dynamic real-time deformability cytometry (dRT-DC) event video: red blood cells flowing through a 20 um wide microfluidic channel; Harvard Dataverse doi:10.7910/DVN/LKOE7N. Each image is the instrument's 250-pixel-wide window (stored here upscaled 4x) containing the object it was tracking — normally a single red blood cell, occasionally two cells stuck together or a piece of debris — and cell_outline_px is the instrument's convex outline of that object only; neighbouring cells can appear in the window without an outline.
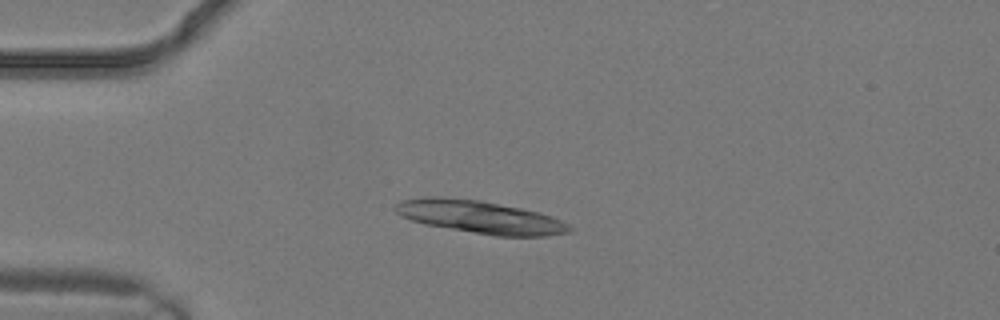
{"species": "common noctule bat (a hibernating species)", "species_latin": "Nyctalus noctula", "temperature_condition": "warm", "stored_images_in_passage": 2, "camera_frame_rate_fps": 3000, "um_per_image_px": 0.085, "animal": {"sex": "male", "body_mass_g": 19.2, "forearm_length_mm": 51.8}, "frame": {"image": 1, "passage_image": 2, "time_ms": 0.333, "image_size_px": [1000, 320], "cell_outline_px": [[572, 228], [568, 232], [548, 236], [496, 236], [424, 224], [400, 216], [392, 208], [392, 204], [400, 200], [424, 196], [440, 196], [480, 200], [540, 212], [552, 216], [568, 224]], "centroid_in_image_um": [40.73, 18.43], "position_along_channel_um": 44.3, "area_um2": 33.47}}